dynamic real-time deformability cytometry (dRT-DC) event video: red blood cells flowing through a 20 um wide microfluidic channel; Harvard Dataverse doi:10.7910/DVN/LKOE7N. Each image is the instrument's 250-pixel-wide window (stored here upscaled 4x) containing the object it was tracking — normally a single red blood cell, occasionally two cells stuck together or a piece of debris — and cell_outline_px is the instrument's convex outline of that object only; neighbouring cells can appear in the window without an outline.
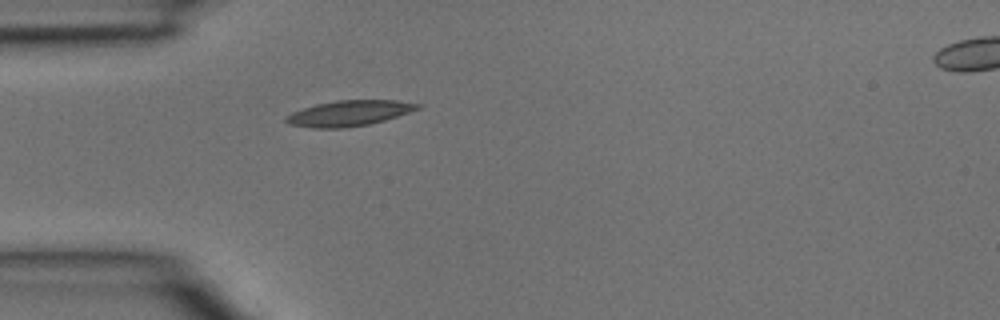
{"species": "common noctule bat (a hibernating species)", "species_latin": "Nyctalus noctula", "temperature_condition": "room temperature", "stored_images_in_passage": 2, "camera_frame_rate_fps": 3000, "um_per_image_px": 0.085, "animal": {"sex": "male", "body_mass_g": 15.6}, "frame": {"image": 1, "passage_image": 1, "time_ms": 0.0, "image_size_px": [1000, 320], "cell_outline_px": [[424, 104], [420, 108], [384, 120], [368, 124], [344, 128], [312, 128], [288, 124], [284, 120], [284, 116], [292, 112], [316, 104], [336, 100], [396, 100]], "centroid_in_image_um": [29.64, 9.62], "position_along_channel_um": 55.4, "area_um2": 19.59}}